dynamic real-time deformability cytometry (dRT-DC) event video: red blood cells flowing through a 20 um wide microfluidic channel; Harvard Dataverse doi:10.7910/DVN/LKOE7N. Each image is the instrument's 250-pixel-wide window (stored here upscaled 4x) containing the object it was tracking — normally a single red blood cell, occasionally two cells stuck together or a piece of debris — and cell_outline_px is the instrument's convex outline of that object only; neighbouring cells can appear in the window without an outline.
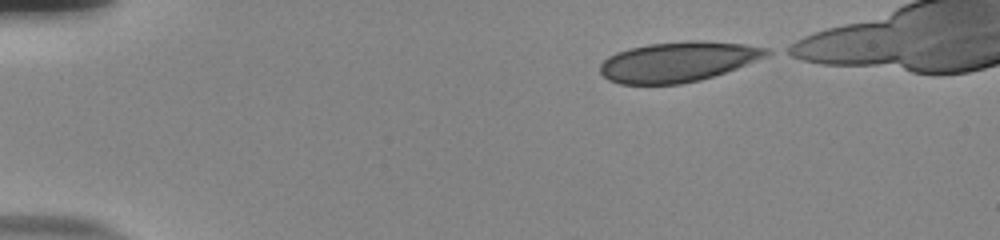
{"species": "human", "species_latin": "Homo sapiens", "temperature_condition": "room temperature", "stored_images_in_passage": 42, "camera_frame_rate_fps": 3000, "um_per_image_px": 0.085, "donor": {"sex": "male"}, "frame": {"image": 1, "passage_image": 1, "time_ms": 0.0, "image_size_px": [1000, 240], "cell_outline_px": [[776, 52], [768, 56], [736, 68], [700, 80], [680, 84], [620, 84], [608, 80], [600, 72], [600, 64], [608, 56], [616, 52], [628, 48], [648, 44], [688, 40], [700, 40], [744, 44], [768, 48]], "centroid_in_image_um": [57.64, 5.24], "position_along_channel_um": 27.4, "area_um2": 39.07}}
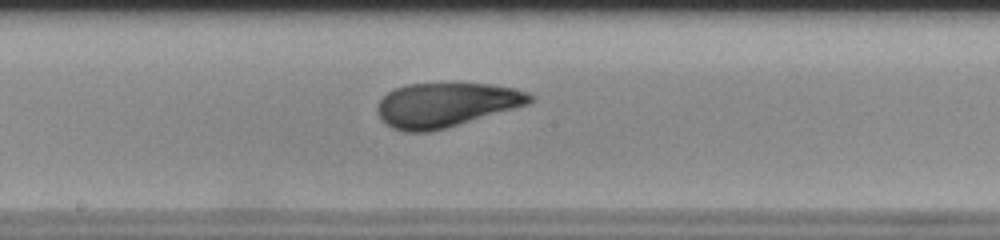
{"frame": {"image": 2, "passage_image": 22, "time_ms": 7.0, "image_size_px": [1000, 240], "cell_outline_px": [[536, 100], [528, 104], [444, 128], [428, 132], [404, 132], [392, 128], [380, 116], [376, 108], [380, 100], [388, 92], [396, 88], [408, 84], [488, 84], [512, 88], [528, 92], [536, 96]], "centroid_in_image_um": [37.92, 8.91], "position_along_channel_um": 210.3, "area_um2": 38.78}}
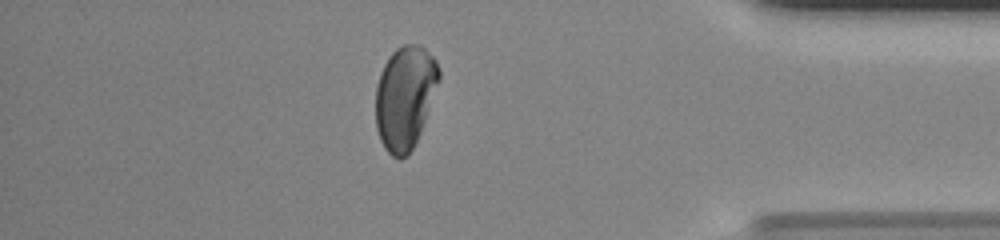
{"frame": {"image": 3, "passage_image": 39, "time_ms": 12.667, "image_size_px": [1000, 240], "cell_outline_px": [[440, 80], [420, 132], [408, 156], [400, 160], [392, 156], [384, 148], [380, 140], [376, 128], [376, 84], [380, 72], [384, 64], [392, 52], [396, 48], [404, 44], [420, 44], [436, 60], [440, 68]], "centroid_in_image_um": [34.42, 8.27], "position_along_channel_um": 400.8, "area_um2": 38.26}}